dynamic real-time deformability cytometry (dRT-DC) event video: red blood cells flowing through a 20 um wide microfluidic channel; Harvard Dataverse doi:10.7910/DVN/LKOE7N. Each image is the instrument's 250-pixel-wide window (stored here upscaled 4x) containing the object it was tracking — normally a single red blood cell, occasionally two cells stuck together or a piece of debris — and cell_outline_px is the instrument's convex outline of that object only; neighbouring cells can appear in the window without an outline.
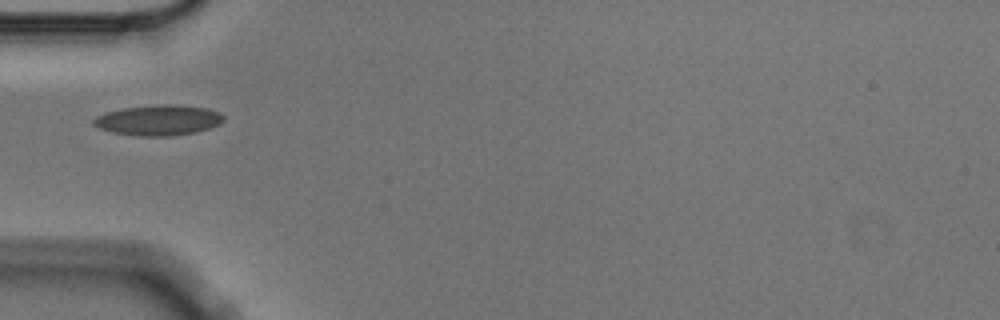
{"species": "Egyptian fruit bat (a non-hibernating species)", "species_latin": "Rousettus aegyptiacus", "temperature_condition": "cold", "stored_images_in_passage": 1, "camera_frame_rate_fps": 3000, "um_per_image_px": 0.085, "animal": {"sex": "male"}, "frame": {"image": 1, "passage_image": 1, "time_ms": 0.0, "image_size_px": [1000, 320], "cell_outline_px": [[224, 120], [220, 124], [196, 132], [172, 136], [136, 136], [112, 132], [100, 128], [92, 124], [92, 120], [96, 116], [104, 112], [124, 108], [156, 104], [176, 104], [208, 108], [220, 112], [224, 116]], "centroid_in_image_um": [13.47, 10.21], "position_along_channel_um": 71.5, "area_um2": 23.35}}